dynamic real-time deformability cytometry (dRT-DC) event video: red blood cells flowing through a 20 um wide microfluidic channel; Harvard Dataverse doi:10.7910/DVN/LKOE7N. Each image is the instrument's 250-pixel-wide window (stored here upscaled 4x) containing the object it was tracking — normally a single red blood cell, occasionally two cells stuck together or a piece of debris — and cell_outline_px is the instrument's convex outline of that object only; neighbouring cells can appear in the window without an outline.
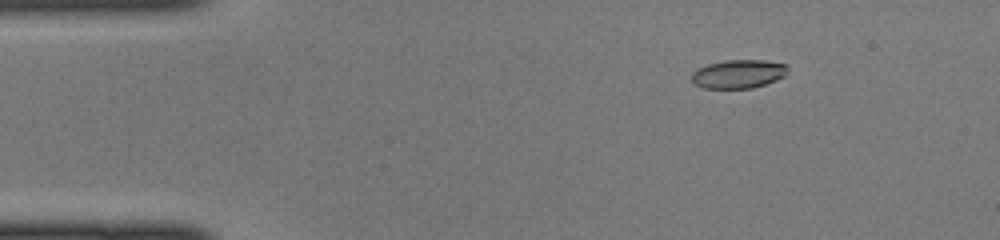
{"species": "common noctule bat (a hibernating species)", "species_latin": "Nyctalus noctula", "temperature_condition": "cold", "stored_images_in_passage": 44, "camera_frame_rate_fps": 3000, "um_per_image_px": 0.085, "animal": {"sex": "female", "body_mass_g": 22.0, "forearm_length_mm": 56.7}, "frame": {"image": 1, "passage_image": 6, "time_ms": 1.667, "image_size_px": [1000, 240], "cell_outline_px": [[788, 68], [784, 76], [776, 80], [752, 88], [704, 88], [692, 84], [692, 72], [696, 68], [708, 64], [724, 60], [764, 60], [788, 64]], "centroid_in_image_um": [62.74, 6.28], "position_along_channel_um": 22.3, "area_um2": 16.13}}
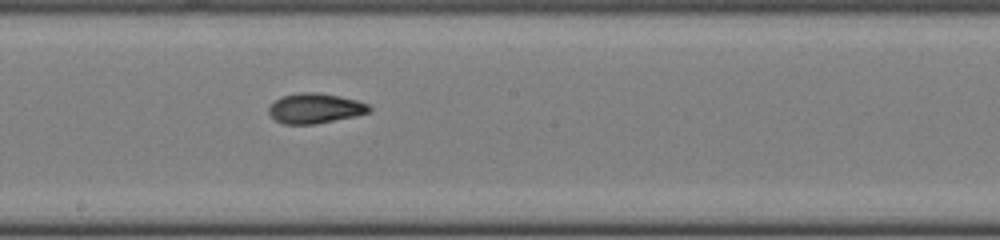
{"frame": {"image": 2, "passage_image": 24, "time_ms": 7.667, "image_size_px": [1000, 240], "cell_outline_px": [[372, 108], [368, 112], [356, 116], [316, 124], [284, 124], [276, 120], [268, 112], [268, 108], [280, 96], [296, 92], [316, 92], [340, 96], [356, 100], [368, 104]], "centroid_in_image_um": [26.77, 9.2], "position_along_channel_um": 221.4, "area_um2": 17.63}}
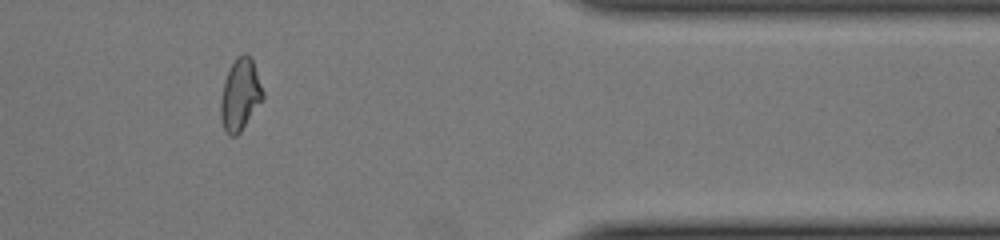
{"frame": {"image": 3, "passage_image": 37, "time_ms": 12.0, "image_size_px": [1000, 240], "cell_outline_px": [[264, 100], [240, 132], [236, 136], [228, 136], [224, 132], [220, 116], [220, 100], [224, 80], [236, 56], [244, 52], [252, 60], [264, 92]], "centroid_in_image_um": [20.41, 8.09], "position_along_channel_um": 391.0, "area_um2": 17.86}}